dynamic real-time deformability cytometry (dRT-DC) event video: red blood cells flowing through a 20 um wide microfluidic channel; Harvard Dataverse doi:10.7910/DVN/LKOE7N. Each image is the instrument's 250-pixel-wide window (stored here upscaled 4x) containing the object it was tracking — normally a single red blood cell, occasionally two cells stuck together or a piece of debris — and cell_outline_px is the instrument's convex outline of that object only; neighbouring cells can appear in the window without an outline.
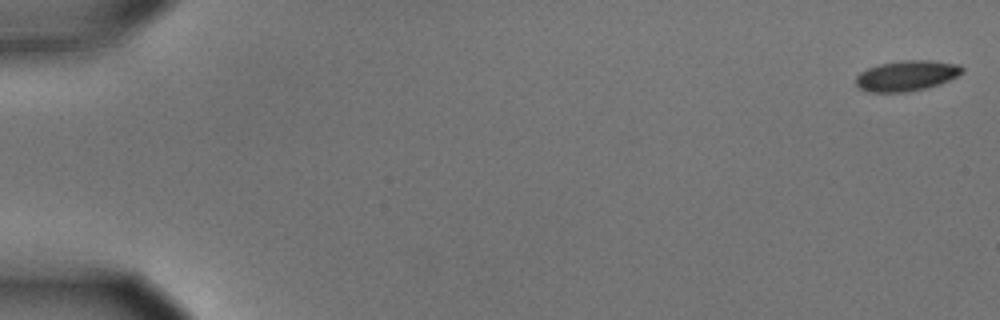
{"species": "common noctule bat (a hibernating species)", "species_latin": "Nyctalus noctula", "temperature_condition": "cold", "stored_images_in_passage": 5, "camera_frame_rate_fps": 3000, "um_per_image_px": 0.085, "animal": {"sex": "male", "body_mass_g": 15.6}, "frame": {"image": 1, "passage_image": 1, "time_ms": 0.0, "image_size_px": [1000, 320], "cell_outline_px": [[964, 72], [940, 84], [908, 92], [868, 92], [860, 88], [856, 84], [856, 76], [860, 72], [868, 68], [880, 64], [904, 60], [928, 60], [960, 64], [964, 68]], "centroid_in_image_um": [77.07, 6.43], "position_along_channel_um": 7.9, "area_um2": 18.84}}